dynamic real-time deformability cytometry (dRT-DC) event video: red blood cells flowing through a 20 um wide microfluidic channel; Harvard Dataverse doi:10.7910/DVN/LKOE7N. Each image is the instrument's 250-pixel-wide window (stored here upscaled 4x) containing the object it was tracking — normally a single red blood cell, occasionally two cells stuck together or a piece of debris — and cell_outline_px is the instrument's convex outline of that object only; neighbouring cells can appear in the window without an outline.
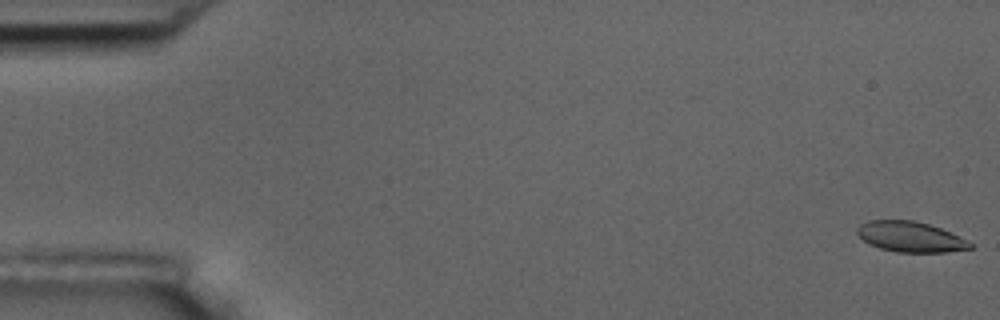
{"species": "common noctule bat (a hibernating species)", "species_latin": "Nyctalus noctula", "temperature_condition": "room temperature", "stored_images_in_passage": 56, "camera_frame_rate_fps": 3000, "um_per_image_px": 0.085, "animal": {"sex": "male", "body_mass_g": 17.5, "forearm_length_mm": 52.3}, "frame": {"image": 1, "passage_image": 1, "time_ms": 0.0, "image_size_px": [1000, 320], "cell_outline_px": [[976, 244], [972, 248], [948, 252], [896, 252], [880, 248], [868, 244], [856, 232], [856, 228], [860, 224], [868, 220], [912, 220], [928, 224], [940, 228]], "centroid_in_image_um": [77.38, 20.13], "position_along_channel_um": 7.6, "area_um2": 20.06}}
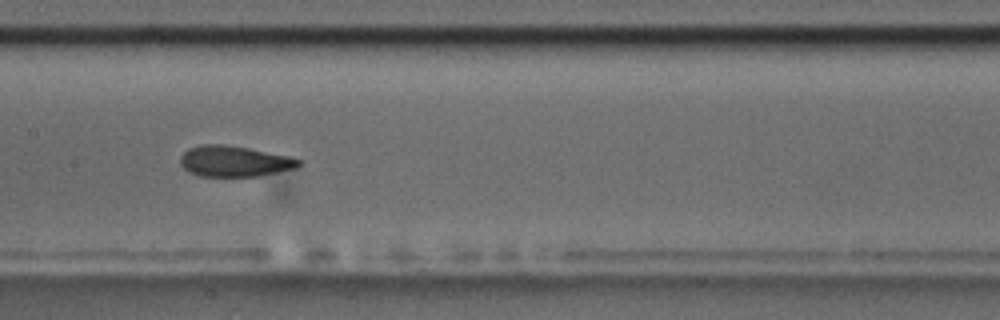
{"frame": {"image": 2, "passage_image": 28, "time_ms": 9.0, "image_size_px": [1000, 320], "cell_outline_px": [[304, 164], [296, 168], [256, 176], [200, 176], [188, 172], [180, 164], [180, 156], [188, 148], [200, 144], [220, 144], [248, 148], [288, 156], [304, 160]], "centroid_in_image_um": [19.92, 13.7], "position_along_channel_um": 187.5, "area_um2": 21.33}}
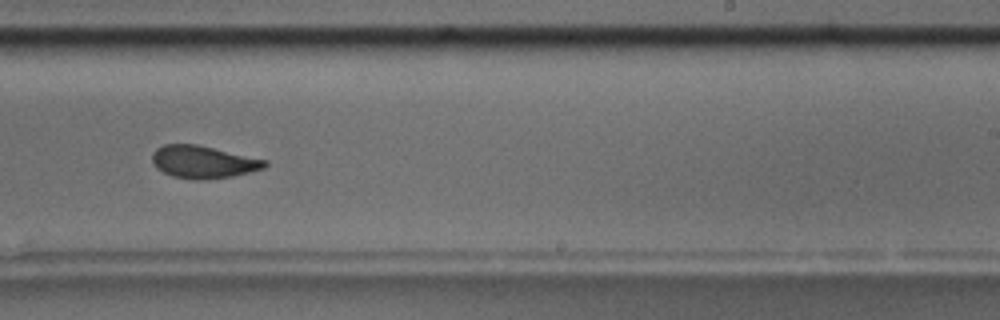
{"frame": {"image": 3, "passage_image": 35, "time_ms": 11.333, "image_size_px": [1000, 320], "cell_outline_px": [[268, 164], [264, 168], [232, 176], [204, 180], [196, 180], [172, 176], [156, 168], [152, 160], [152, 152], [156, 148], [164, 144], [196, 144], [268, 160]], "centroid_in_image_um": [17.26, 13.76], "position_along_channel_um": 271.7, "area_um2": 21.33}, "authors_computed_cell_mechanics": {"area_um2": 21.4149, "velocity_mm_per_s": 3.6235, "shape_relaxation_time_tau1_ms": 4.1477, "shape_relaxation_time_tau2_ms": 2.128, "deformation_change_tau1": 0.1254, "deformation_change_tau2": 0.058}}